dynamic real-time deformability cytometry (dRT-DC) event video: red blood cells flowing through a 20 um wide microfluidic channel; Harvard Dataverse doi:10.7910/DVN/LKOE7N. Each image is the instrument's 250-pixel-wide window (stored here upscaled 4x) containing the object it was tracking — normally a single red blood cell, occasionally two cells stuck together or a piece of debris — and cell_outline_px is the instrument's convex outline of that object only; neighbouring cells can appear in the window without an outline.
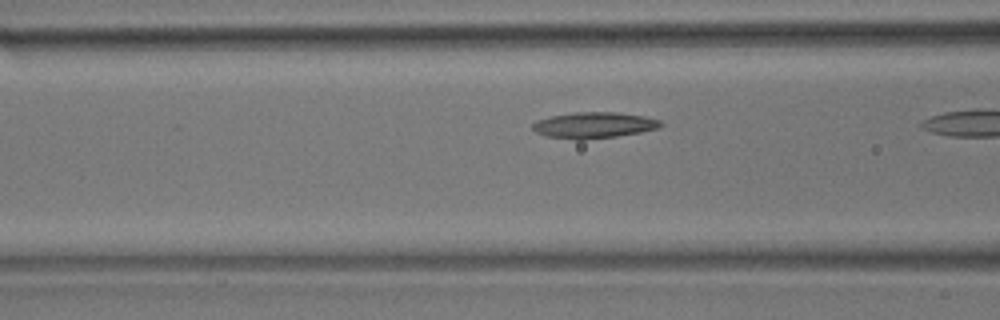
{"species": "common noctule bat (a hibernating species)", "species_latin": "Nyctalus noctula", "temperature_condition": "room temperature", "stored_images_in_passage": 9, "camera_frame_rate_fps": 3000, "um_per_image_px": 0.085, "animal": {"sex": "male", "body_mass_g": 17.9}, "frame": {"image": 1, "passage_image": 8, "time_ms": 2.333, "image_size_px": [1000, 320], "cell_outline_px": [[664, 124], [656, 128], [640, 132], [616, 136], [584, 140], [576, 140], [544, 136], [536, 132], [532, 128], [532, 124], [536, 120], [552, 116], [576, 112], [616, 112], [644, 116], [660, 120]], "centroid_in_image_um": [50.45, 10.64], "position_along_channel_um": 116.2, "area_um2": 19.42}}